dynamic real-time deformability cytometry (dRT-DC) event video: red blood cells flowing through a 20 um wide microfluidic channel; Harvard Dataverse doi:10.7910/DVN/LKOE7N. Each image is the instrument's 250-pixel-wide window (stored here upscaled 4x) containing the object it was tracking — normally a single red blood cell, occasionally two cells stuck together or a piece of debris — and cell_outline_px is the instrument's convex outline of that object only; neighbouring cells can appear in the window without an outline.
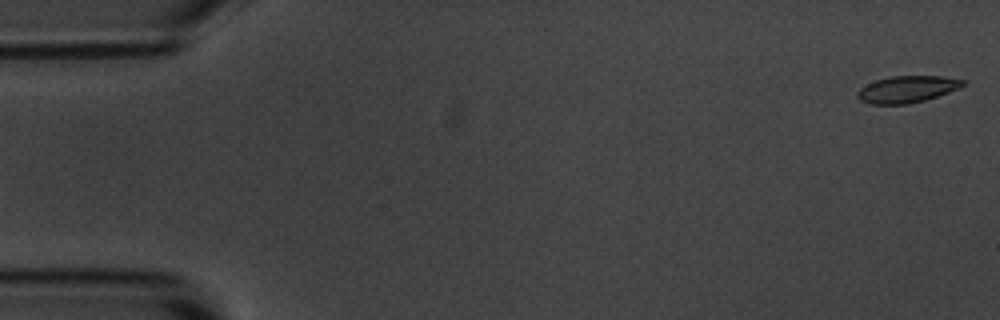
{"species": "common noctule bat (a hibernating species)", "species_latin": "Nyctalus noctula", "temperature_condition": "room temperature", "stored_images_in_passage": 13, "camera_frame_rate_fps": 3000, "um_per_image_px": 0.085, "animal": {"sex": "male", "body_mass_g": 20.1, "forearm_length_mm": 53.5}, "frame": {"image": 1, "passage_image": 1, "time_ms": 0.0, "image_size_px": [1000, 320], "cell_outline_px": [[964, 84], [948, 92], [924, 100], [908, 104], [868, 104], [860, 100], [856, 96], [856, 92], [860, 88], [876, 80], [892, 76], [940, 76], [964, 80]], "centroid_in_image_um": [77.03, 7.59], "position_along_channel_um": 8.0, "area_um2": 16.18}}